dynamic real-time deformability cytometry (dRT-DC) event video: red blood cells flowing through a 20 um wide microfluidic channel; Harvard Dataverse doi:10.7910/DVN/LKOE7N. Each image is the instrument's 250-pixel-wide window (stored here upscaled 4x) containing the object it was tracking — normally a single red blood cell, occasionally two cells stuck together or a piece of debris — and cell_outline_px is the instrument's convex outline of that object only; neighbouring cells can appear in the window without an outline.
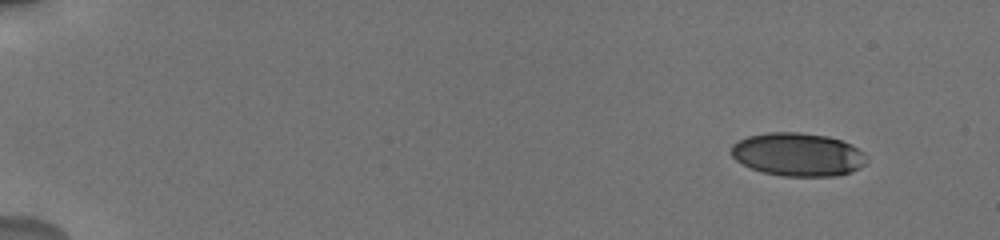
{"species": "human", "species_latin": "Homo sapiens", "temperature_condition": "cold", "stored_images_in_passage": 32, "camera_frame_rate_fps": 3000, "um_per_image_px": 0.085, "donor": {"sex": "male"}, "frame": {"image": 1, "passage_image": 1, "time_ms": 0.0, "image_size_px": [1000, 240], "cell_outline_px": [[868, 160], [860, 168], [852, 172], [836, 176], [780, 176], [764, 172], [752, 168], [736, 160], [732, 156], [732, 144], [748, 136], [768, 132], [796, 132], [828, 136], [852, 144], [864, 152], [868, 156]], "centroid_in_image_um": [67.87, 13.13], "position_along_channel_um": 17.1, "area_um2": 34.22}}
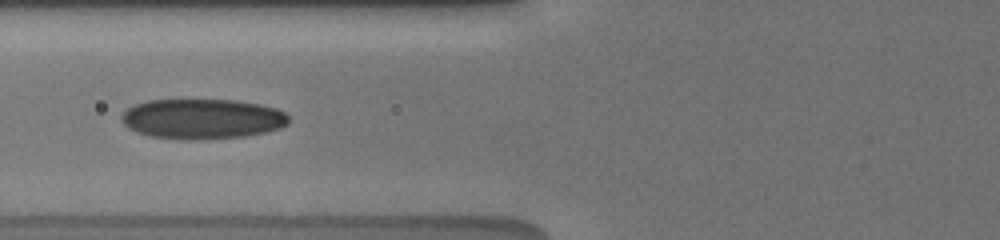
{"frame": {"image": 2, "passage_image": 16, "time_ms": 6.333, "image_size_px": [1000, 240], "cell_outline_px": [[288, 124], [280, 128], [268, 132], [244, 136], [204, 140], [188, 140], [148, 136], [136, 132], [128, 128], [120, 120], [120, 116], [128, 108], [136, 104], [148, 100], [236, 100], [260, 104], [276, 108], [284, 112], [288, 116]], "centroid_in_image_um": [17.19, 10.11], "position_along_channel_um": 108.6, "area_um2": 39.42}}
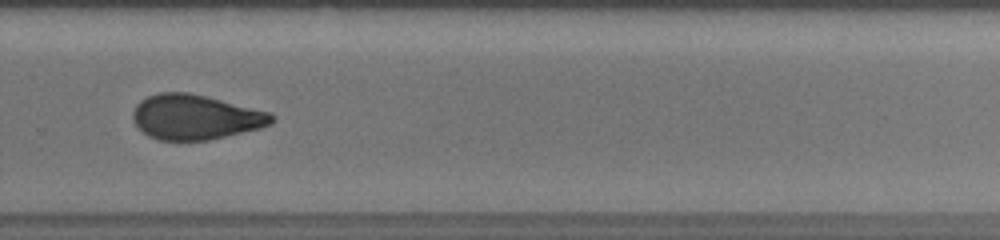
{"frame": {"image": 3, "passage_image": 25, "time_ms": 11.667, "image_size_px": [1000, 240], "cell_outline_px": [[276, 120], [272, 124], [260, 128], [208, 140], [160, 140], [148, 136], [132, 120], [132, 112], [136, 104], [140, 100], [156, 92], [188, 92], [208, 96], [272, 112], [276, 116]], "centroid_in_image_um": [16.64, 9.93], "position_along_channel_um": 313.2, "area_um2": 36.7}, "authors_computed_cell_mechanics": {"area_um2": 36.6452, "velocity_mm_per_s": 3.8371, "shape_relaxation_time_tau1_ms": 4.2407, "shape_relaxation_time_tau2_ms": 2.5273, "deformation_change_tau1": 0.1378, "deformation_change_tau2": 0.0945}}